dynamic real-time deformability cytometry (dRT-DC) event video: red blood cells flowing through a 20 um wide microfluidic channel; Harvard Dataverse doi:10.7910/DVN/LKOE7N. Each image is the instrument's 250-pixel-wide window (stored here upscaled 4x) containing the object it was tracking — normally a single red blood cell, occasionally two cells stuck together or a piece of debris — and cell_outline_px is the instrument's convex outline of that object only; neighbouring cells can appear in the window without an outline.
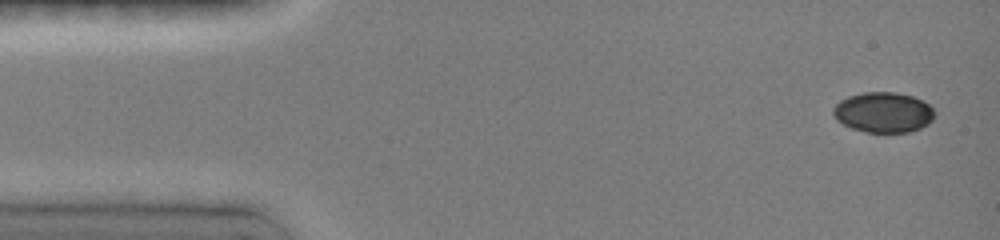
{"species": "common noctule bat (a hibernating species)", "species_latin": "Nyctalus noctula", "temperature_condition": "room temperature", "stored_images_in_passage": 11, "segment_of_instrument_passage": [2, 2], "camera_frame_rate_fps": 3000, "um_per_image_px": 0.085, "animal": {"sex": "female", "body_mass_g": 19.0, "forearm_length_mm": 51.5}, "frame": {"image": 1, "passage_image": 11, "time_ms": 5.333, "image_size_px": [1000, 240], "cell_outline_px": [[936, 116], [928, 124], [920, 128], [908, 132], [868, 132], [852, 128], [836, 120], [832, 112], [832, 108], [840, 100], [848, 96], [864, 92], [892, 92], [912, 96], [924, 100], [936, 112]], "centroid_in_image_um": [75.1, 9.54], "position_along_channel_um": 9.9, "area_um2": 23.93}}